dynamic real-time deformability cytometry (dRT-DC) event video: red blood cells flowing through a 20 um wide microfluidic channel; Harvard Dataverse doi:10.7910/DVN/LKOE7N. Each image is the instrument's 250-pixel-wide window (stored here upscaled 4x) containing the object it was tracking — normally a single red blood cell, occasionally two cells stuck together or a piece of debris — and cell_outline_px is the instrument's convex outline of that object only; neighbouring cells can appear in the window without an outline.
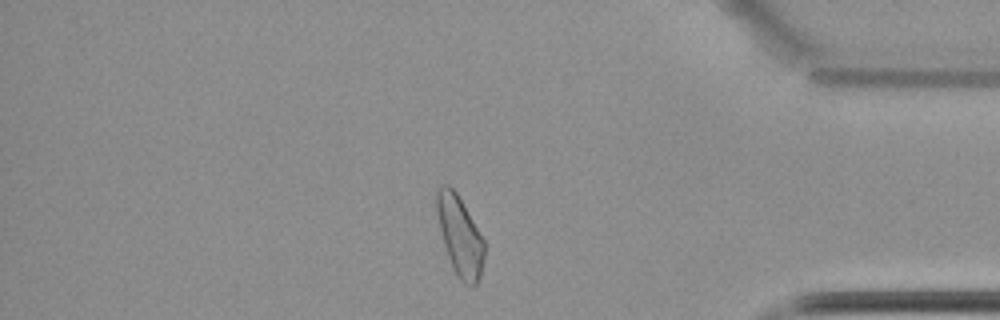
{"species": "common noctule bat (a hibernating species)", "species_latin": "Nyctalus noctula", "temperature_condition": "cold", "stored_images_in_passage": 53, "camera_frame_rate_fps": 3000, "um_per_image_px": 0.085, "animal": {"sex": "female", "body_mass_g": 22.7, "forearm_length_mm": 54.2}, "frame": {"image": 1, "passage_image": 44, "time_ms": 14.333, "image_size_px": [1000, 320], "cell_outline_px": [[484, 260], [480, 276], [476, 284], [472, 288], [464, 284], [456, 276], [452, 268], [444, 244], [436, 212], [436, 192], [444, 184], [448, 184], [456, 192], [484, 240]], "centroid_in_image_um": [39.09, 20.1], "position_along_channel_um": 396.1, "area_um2": 21.91}}